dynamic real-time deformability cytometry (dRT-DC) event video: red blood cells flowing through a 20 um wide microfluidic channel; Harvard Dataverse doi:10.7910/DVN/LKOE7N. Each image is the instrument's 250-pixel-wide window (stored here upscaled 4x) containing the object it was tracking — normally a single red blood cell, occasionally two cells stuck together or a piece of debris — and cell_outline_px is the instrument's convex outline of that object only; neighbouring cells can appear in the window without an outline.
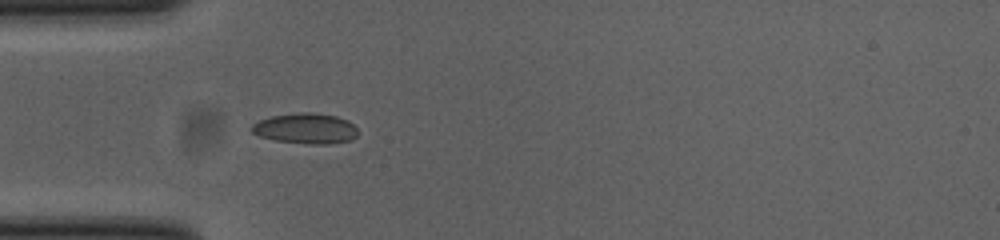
{"species": "common noctule bat (a hibernating species)", "species_latin": "Nyctalus noctula", "temperature_condition": "cold", "stored_images_in_passage": 38, "camera_frame_rate_fps": 3000, "um_per_image_px": 0.085, "animal": {"sex": "female", "body_mass_g": 23.0, "forearm_length_mm": 53.4}, "frame": {"image": 1, "passage_image": 1, "time_ms": 0.0, "image_size_px": [1000, 240], "cell_outline_px": [[356, 136], [348, 140], [328, 144], [312, 144], [276, 140], [260, 136], [252, 132], [248, 128], [252, 124], [260, 120], [272, 116], [296, 112], [312, 112], [336, 116], [348, 120], [356, 128]], "centroid_in_image_um": [25.94, 10.9], "position_along_channel_um": 59.1, "area_um2": 18.73}}
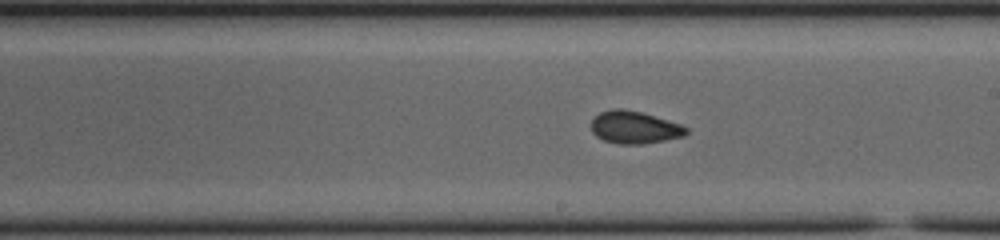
{"frame": {"image": 2, "passage_image": 15, "time_ms": 4.667, "image_size_px": [1000, 240], "cell_outline_px": [[688, 132], [684, 136], [664, 140], [640, 144], [616, 144], [604, 140], [596, 136], [592, 132], [592, 120], [600, 112], [612, 108], [624, 108], [640, 112], [680, 124], [688, 128]], "centroid_in_image_um": [53.91, 10.82], "position_along_channel_um": 235.1, "area_um2": 17.86}}
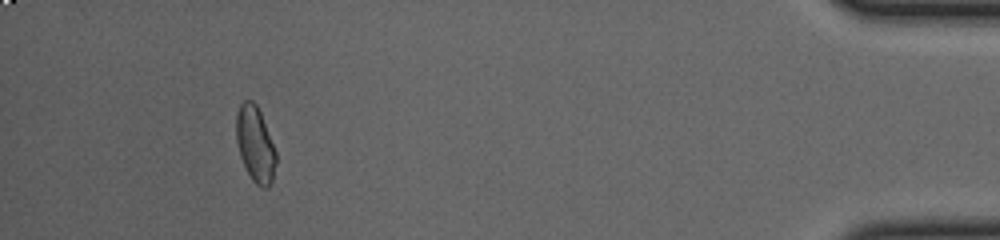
{"frame": {"image": 3, "passage_image": 34, "time_ms": 11.0, "image_size_px": [1000, 240], "cell_outline_px": [[276, 164], [272, 180], [268, 188], [260, 188], [252, 180], [240, 156], [236, 140], [236, 112], [240, 104], [244, 100], [252, 100], [256, 104], [260, 112], [276, 152]], "centroid_in_image_um": [21.68, 12.26], "position_along_channel_um": 413.5, "area_um2": 17.46}, "authors_computed_cell_mechanics": {"area_um2": 17.5712, "velocity_mm_per_s": 3.8645, "shape_relaxation_time_tau1_ms": 11.1345, "shape_relaxation_time_tau2_ms": 1.3817, "deformation_change_tau1": 0.1863, "deformation_change_tau2": 0.0579}}